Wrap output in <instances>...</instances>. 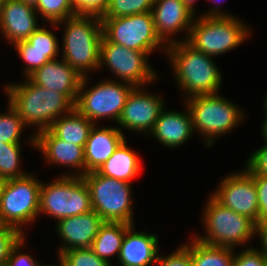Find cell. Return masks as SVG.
I'll return each instance as SVG.
<instances>
[{"instance_id":"obj_41","label":"cell","mask_w":267,"mask_h":266,"mask_svg":"<svg viewBox=\"0 0 267 266\" xmlns=\"http://www.w3.org/2000/svg\"><path fill=\"white\" fill-rule=\"evenodd\" d=\"M256 235L261 245L258 249L267 257V223L257 224Z\"/></svg>"},{"instance_id":"obj_22","label":"cell","mask_w":267,"mask_h":266,"mask_svg":"<svg viewBox=\"0 0 267 266\" xmlns=\"http://www.w3.org/2000/svg\"><path fill=\"white\" fill-rule=\"evenodd\" d=\"M134 228L135 225L125 234L116 260L118 266H155L160 251L159 236L145 230L136 231Z\"/></svg>"},{"instance_id":"obj_9","label":"cell","mask_w":267,"mask_h":266,"mask_svg":"<svg viewBox=\"0 0 267 266\" xmlns=\"http://www.w3.org/2000/svg\"><path fill=\"white\" fill-rule=\"evenodd\" d=\"M40 188L39 216L60 219L92 210L90 192L82 176L61 174ZM42 213V214H41Z\"/></svg>"},{"instance_id":"obj_38","label":"cell","mask_w":267,"mask_h":266,"mask_svg":"<svg viewBox=\"0 0 267 266\" xmlns=\"http://www.w3.org/2000/svg\"><path fill=\"white\" fill-rule=\"evenodd\" d=\"M70 3L78 15L101 17L107 9L109 0H70Z\"/></svg>"},{"instance_id":"obj_31","label":"cell","mask_w":267,"mask_h":266,"mask_svg":"<svg viewBox=\"0 0 267 266\" xmlns=\"http://www.w3.org/2000/svg\"><path fill=\"white\" fill-rule=\"evenodd\" d=\"M155 0H109L100 18H118L151 12Z\"/></svg>"},{"instance_id":"obj_12","label":"cell","mask_w":267,"mask_h":266,"mask_svg":"<svg viewBox=\"0 0 267 266\" xmlns=\"http://www.w3.org/2000/svg\"><path fill=\"white\" fill-rule=\"evenodd\" d=\"M149 56L145 52L129 49L122 45L109 42L104 36L100 45L101 68H108L114 75V81H123L134 87H147L157 81V71L148 63Z\"/></svg>"},{"instance_id":"obj_26","label":"cell","mask_w":267,"mask_h":266,"mask_svg":"<svg viewBox=\"0 0 267 266\" xmlns=\"http://www.w3.org/2000/svg\"><path fill=\"white\" fill-rule=\"evenodd\" d=\"M132 226L123 222H104L92 242L91 250L109 263L114 255L118 259L125 234Z\"/></svg>"},{"instance_id":"obj_35","label":"cell","mask_w":267,"mask_h":266,"mask_svg":"<svg viewBox=\"0 0 267 266\" xmlns=\"http://www.w3.org/2000/svg\"><path fill=\"white\" fill-rule=\"evenodd\" d=\"M158 254L156 266H192L190 251L182 244L166 255Z\"/></svg>"},{"instance_id":"obj_37","label":"cell","mask_w":267,"mask_h":266,"mask_svg":"<svg viewBox=\"0 0 267 266\" xmlns=\"http://www.w3.org/2000/svg\"><path fill=\"white\" fill-rule=\"evenodd\" d=\"M253 151L243 167L249 174L267 176V143Z\"/></svg>"},{"instance_id":"obj_28","label":"cell","mask_w":267,"mask_h":266,"mask_svg":"<svg viewBox=\"0 0 267 266\" xmlns=\"http://www.w3.org/2000/svg\"><path fill=\"white\" fill-rule=\"evenodd\" d=\"M22 144L0 143V179L21 178L30 172L21 169Z\"/></svg>"},{"instance_id":"obj_15","label":"cell","mask_w":267,"mask_h":266,"mask_svg":"<svg viewBox=\"0 0 267 266\" xmlns=\"http://www.w3.org/2000/svg\"><path fill=\"white\" fill-rule=\"evenodd\" d=\"M27 40H23L15 43L13 46L15 51L18 53L22 62H25L23 66V75L27 78L36 69L42 67L45 63L58 59L60 43L57 35L51 31L52 29L60 28L57 23H48L50 30L42 22ZM44 25V26H43Z\"/></svg>"},{"instance_id":"obj_19","label":"cell","mask_w":267,"mask_h":266,"mask_svg":"<svg viewBox=\"0 0 267 266\" xmlns=\"http://www.w3.org/2000/svg\"><path fill=\"white\" fill-rule=\"evenodd\" d=\"M104 220L94 211L60 219L55 232L61 240L57 257L66 250L90 248Z\"/></svg>"},{"instance_id":"obj_33","label":"cell","mask_w":267,"mask_h":266,"mask_svg":"<svg viewBox=\"0 0 267 266\" xmlns=\"http://www.w3.org/2000/svg\"><path fill=\"white\" fill-rule=\"evenodd\" d=\"M26 240L27 236L24 235L11 248L9 256L7 257L6 266H45L42 262H40V260L38 261L34 259L32 254L23 253L22 250L26 248Z\"/></svg>"},{"instance_id":"obj_43","label":"cell","mask_w":267,"mask_h":266,"mask_svg":"<svg viewBox=\"0 0 267 266\" xmlns=\"http://www.w3.org/2000/svg\"><path fill=\"white\" fill-rule=\"evenodd\" d=\"M261 129L263 140L267 143V118L263 120Z\"/></svg>"},{"instance_id":"obj_25","label":"cell","mask_w":267,"mask_h":266,"mask_svg":"<svg viewBox=\"0 0 267 266\" xmlns=\"http://www.w3.org/2000/svg\"><path fill=\"white\" fill-rule=\"evenodd\" d=\"M94 123L83 116L75 107L55 120L49 130L59 139L85 146Z\"/></svg>"},{"instance_id":"obj_20","label":"cell","mask_w":267,"mask_h":266,"mask_svg":"<svg viewBox=\"0 0 267 266\" xmlns=\"http://www.w3.org/2000/svg\"><path fill=\"white\" fill-rule=\"evenodd\" d=\"M32 83L64 94L74 105L83 77L62 58L45 63L27 77Z\"/></svg>"},{"instance_id":"obj_1","label":"cell","mask_w":267,"mask_h":266,"mask_svg":"<svg viewBox=\"0 0 267 266\" xmlns=\"http://www.w3.org/2000/svg\"><path fill=\"white\" fill-rule=\"evenodd\" d=\"M24 80L5 85L4 93L28 129H37L30 132L26 143L35 149V135L48 130L55 120L69 113L74 104L60 92L40 87L28 78Z\"/></svg>"},{"instance_id":"obj_4","label":"cell","mask_w":267,"mask_h":266,"mask_svg":"<svg viewBox=\"0 0 267 266\" xmlns=\"http://www.w3.org/2000/svg\"><path fill=\"white\" fill-rule=\"evenodd\" d=\"M192 117L193 130L202 136L206 147L214 145L215 139L232 133L246 118V113L231 100L220 96L198 95L185 99Z\"/></svg>"},{"instance_id":"obj_29","label":"cell","mask_w":267,"mask_h":266,"mask_svg":"<svg viewBox=\"0 0 267 266\" xmlns=\"http://www.w3.org/2000/svg\"><path fill=\"white\" fill-rule=\"evenodd\" d=\"M7 104L6 113L0 112V143L22 144V134L28 127L10 103Z\"/></svg>"},{"instance_id":"obj_24","label":"cell","mask_w":267,"mask_h":266,"mask_svg":"<svg viewBox=\"0 0 267 266\" xmlns=\"http://www.w3.org/2000/svg\"><path fill=\"white\" fill-rule=\"evenodd\" d=\"M125 138L115 149L114 153L103 163L97 172L101 175L115 178L124 182H133L141 172L142 159L140 154L127 145Z\"/></svg>"},{"instance_id":"obj_8","label":"cell","mask_w":267,"mask_h":266,"mask_svg":"<svg viewBox=\"0 0 267 266\" xmlns=\"http://www.w3.org/2000/svg\"><path fill=\"white\" fill-rule=\"evenodd\" d=\"M90 192L91 206L104 222L135 224L132 183L87 172L82 176Z\"/></svg>"},{"instance_id":"obj_34","label":"cell","mask_w":267,"mask_h":266,"mask_svg":"<svg viewBox=\"0 0 267 266\" xmlns=\"http://www.w3.org/2000/svg\"><path fill=\"white\" fill-rule=\"evenodd\" d=\"M232 266H267V257L254 246L235 251Z\"/></svg>"},{"instance_id":"obj_5","label":"cell","mask_w":267,"mask_h":266,"mask_svg":"<svg viewBox=\"0 0 267 266\" xmlns=\"http://www.w3.org/2000/svg\"><path fill=\"white\" fill-rule=\"evenodd\" d=\"M201 213L206 234L194 232L192 236L202 243L235 249L249 247V242L256 236L257 224L253 220L224 207L210 194Z\"/></svg>"},{"instance_id":"obj_36","label":"cell","mask_w":267,"mask_h":266,"mask_svg":"<svg viewBox=\"0 0 267 266\" xmlns=\"http://www.w3.org/2000/svg\"><path fill=\"white\" fill-rule=\"evenodd\" d=\"M23 235L11 226L0 225V266H5L11 248Z\"/></svg>"},{"instance_id":"obj_3","label":"cell","mask_w":267,"mask_h":266,"mask_svg":"<svg viewBox=\"0 0 267 266\" xmlns=\"http://www.w3.org/2000/svg\"><path fill=\"white\" fill-rule=\"evenodd\" d=\"M63 27L61 58L81 77L96 73L103 38L102 20L94 15H75L57 22Z\"/></svg>"},{"instance_id":"obj_32","label":"cell","mask_w":267,"mask_h":266,"mask_svg":"<svg viewBox=\"0 0 267 266\" xmlns=\"http://www.w3.org/2000/svg\"><path fill=\"white\" fill-rule=\"evenodd\" d=\"M62 266H114L112 263L99 258L91 248H75L66 250L58 256Z\"/></svg>"},{"instance_id":"obj_30","label":"cell","mask_w":267,"mask_h":266,"mask_svg":"<svg viewBox=\"0 0 267 266\" xmlns=\"http://www.w3.org/2000/svg\"><path fill=\"white\" fill-rule=\"evenodd\" d=\"M34 8L45 23H57L77 15L70 0H38Z\"/></svg>"},{"instance_id":"obj_42","label":"cell","mask_w":267,"mask_h":266,"mask_svg":"<svg viewBox=\"0 0 267 266\" xmlns=\"http://www.w3.org/2000/svg\"><path fill=\"white\" fill-rule=\"evenodd\" d=\"M184 5L194 14L197 15L195 12V6H196V1L198 2L199 0H181Z\"/></svg>"},{"instance_id":"obj_45","label":"cell","mask_w":267,"mask_h":266,"mask_svg":"<svg viewBox=\"0 0 267 266\" xmlns=\"http://www.w3.org/2000/svg\"><path fill=\"white\" fill-rule=\"evenodd\" d=\"M20 1L24 2L25 4H29L33 7H35L38 2V0H20Z\"/></svg>"},{"instance_id":"obj_27","label":"cell","mask_w":267,"mask_h":266,"mask_svg":"<svg viewBox=\"0 0 267 266\" xmlns=\"http://www.w3.org/2000/svg\"><path fill=\"white\" fill-rule=\"evenodd\" d=\"M183 245L190 251L192 266H232L235 249L212 246L200 242L191 235Z\"/></svg>"},{"instance_id":"obj_46","label":"cell","mask_w":267,"mask_h":266,"mask_svg":"<svg viewBox=\"0 0 267 266\" xmlns=\"http://www.w3.org/2000/svg\"><path fill=\"white\" fill-rule=\"evenodd\" d=\"M45 266H62V265L60 263H58L57 265L56 264L55 265L54 264H49V265L46 264Z\"/></svg>"},{"instance_id":"obj_21","label":"cell","mask_w":267,"mask_h":266,"mask_svg":"<svg viewBox=\"0 0 267 266\" xmlns=\"http://www.w3.org/2000/svg\"><path fill=\"white\" fill-rule=\"evenodd\" d=\"M185 111L168 110L166 106L161 110L153 129L147 136H153L166 147L175 149L185 145L193 135L192 117L188 107L184 104ZM166 108V109H165ZM194 133V134H193ZM151 134V135H150Z\"/></svg>"},{"instance_id":"obj_40","label":"cell","mask_w":267,"mask_h":266,"mask_svg":"<svg viewBox=\"0 0 267 266\" xmlns=\"http://www.w3.org/2000/svg\"><path fill=\"white\" fill-rule=\"evenodd\" d=\"M211 1L215 4H213V6H211V8L208 9V11H205V13L201 12L202 14H200L199 16H202V17H232V16H236L234 14H230V12L226 13V11L223 10V8L220 5V4H222L221 2H223L222 0H211Z\"/></svg>"},{"instance_id":"obj_47","label":"cell","mask_w":267,"mask_h":266,"mask_svg":"<svg viewBox=\"0 0 267 266\" xmlns=\"http://www.w3.org/2000/svg\"><path fill=\"white\" fill-rule=\"evenodd\" d=\"M3 183H4V181H0V192H1V188L3 186Z\"/></svg>"},{"instance_id":"obj_2","label":"cell","mask_w":267,"mask_h":266,"mask_svg":"<svg viewBox=\"0 0 267 266\" xmlns=\"http://www.w3.org/2000/svg\"><path fill=\"white\" fill-rule=\"evenodd\" d=\"M166 60L170 62L176 86L183 99L219 93L222 72L214 57L191 46L187 41L167 45Z\"/></svg>"},{"instance_id":"obj_7","label":"cell","mask_w":267,"mask_h":266,"mask_svg":"<svg viewBox=\"0 0 267 266\" xmlns=\"http://www.w3.org/2000/svg\"><path fill=\"white\" fill-rule=\"evenodd\" d=\"M41 184L34 172L5 180L0 192V225L11 226L27 235L25 228L39 219Z\"/></svg>"},{"instance_id":"obj_18","label":"cell","mask_w":267,"mask_h":266,"mask_svg":"<svg viewBox=\"0 0 267 266\" xmlns=\"http://www.w3.org/2000/svg\"><path fill=\"white\" fill-rule=\"evenodd\" d=\"M35 8L20 0L0 1V34L10 45L27 40L40 26Z\"/></svg>"},{"instance_id":"obj_16","label":"cell","mask_w":267,"mask_h":266,"mask_svg":"<svg viewBox=\"0 0 267 266\" xmlns=\"http://www.w3.org/2000/svg\"><path fill=\"white\" fill-rule=\"evenodd\" d=\"M151 12L156 32L166 45L188 39L196 15L181 0H155ZM181 32L184 37L178 39Z\"/></svg>"},{"instance_id":"obj_14","label":"cell","mask_w":267,"mask_h":266,"mask_svg":"<svg viewBox=\"0 0 267 266\" xmlns=\"http://www.w3.org/2000/svg\"><path fill=\"white\" fill-rule=\"evenodd\" d=\"M146 87H134L127 97L122 113L117 121L118 129H124L145 135L146 138L154 127L165 100L157 93H150ZM157 94V95H156Z\"/></svg>"},{"instance_id":"obj_11","label":"cell","mask_w":267,"mask_h":266,"mask_svg":"<svg viewBox=\"0 0 267 266\" xmlns=\"http://www.w3.org/2000/svg\"><path fill=\"white\" fill-rule=\"evenodd\" d=\"M103 36L109 41L129 49L145 52L148 56L155 51L166 54L167 45L158 36L152 12L118 18H100Z\"/></svg>"},{"instance_id":"obj_13","label":"cell","mask_w":267,"mask_h":266,"mask_svg":"<svg viewBox=\"0 0 267 266\" xmlns=\"http://www.w3.org/2000/svg\"><path fill=\"white\" fill-rule=\"evenodd\" d=\"M210 195L221 205L259 224V204L254 178L243 168L221 179Z\"/></svg>"},{"instance_id":"obj_39","label":"cell","mask_w":267,"mask_h":266,"mask_svg":"<svg viewBox=\"0 0 267 266\" xmlns=\"http://www.w3.org/2000/svg\"><path fill=\"white\" fill-rule=\"evenodd\" d=\"M254 178L259 204V224L267 223V176L250 174Z\"/></svg>"},{"instance_id":"obj_17","label":"cell","mask_w":267,"mask_h":266,"mask_svg":"<svg viewBox=\"0 0 267 266\" xmlns=\"http://www.w3.org/2000/svg\"><path fill=\"white\" fill-rule=\"evenodd\" d=\"M35 149L41 152L44 162L53 166L74 169L65 175H85L84 147L57 138L49 129L35 135ZM46 160V161H45ZM48 162V163H47ZM58 164V165H57ZM77 169V170H76Z\"/></svg>"},{"instance_id":"obj_23","label":"cell","mask_w":267,"mask_h":266,"mask_svg":"<svg viewBox=\"0 0 267 266\" xmlns=\"http://www.w3.org/2000/svg\"><path fill=\"white\" fill-rule=\"evenodd\" d=\"M115 126L94 124L84 146L85 174L97 169L107 161L126 138ZM100 126V127H99Z\"/></svg>"},{"instance_id":"obj_44","label":"cell","mask_w":267,"mask_h":266,"mask_svg":"<svg viewBox=\"0 0 267 266\" xmlns=\"http://www.w3.org/2000/svg\"><path fill=\"white\" fill-rule=\"evenodd\" d=\"M266 96H265V98H264V103H263V111H264V114H265V116H264V119H266L267 118V93L265 94Z\"/></svg>"},{"instance_id":"obj_10","label":"cell","mask_w":267,"mask_h":266,"mask_svg":"<svg viewBox=\"0 0 267 266\" xmlns=\"http://www.w3.org/2000/svg\"><path fill=\"white\" fill-rule=\"evenodd\" d=\"M89 78H82L74 107L94 124L106 119L117 123L134 86L106 78L90 87Z\"/></svg>"},{"instance_id":"obj_6","label":"cell","mask_w":267,"mask_h":266,"mask_svg":"<svg viewBox=\"0 0 267 266\" xmlns=\"http://www.w3.org/2000/svg\"><path fill=\"white\" fill-rule=\"evenodd\" d=\"M251 29L238 16L202 17L198 14L186 41L197 50L215 57L243 44L253 36Z\"/></svg>"}]
</instances>
